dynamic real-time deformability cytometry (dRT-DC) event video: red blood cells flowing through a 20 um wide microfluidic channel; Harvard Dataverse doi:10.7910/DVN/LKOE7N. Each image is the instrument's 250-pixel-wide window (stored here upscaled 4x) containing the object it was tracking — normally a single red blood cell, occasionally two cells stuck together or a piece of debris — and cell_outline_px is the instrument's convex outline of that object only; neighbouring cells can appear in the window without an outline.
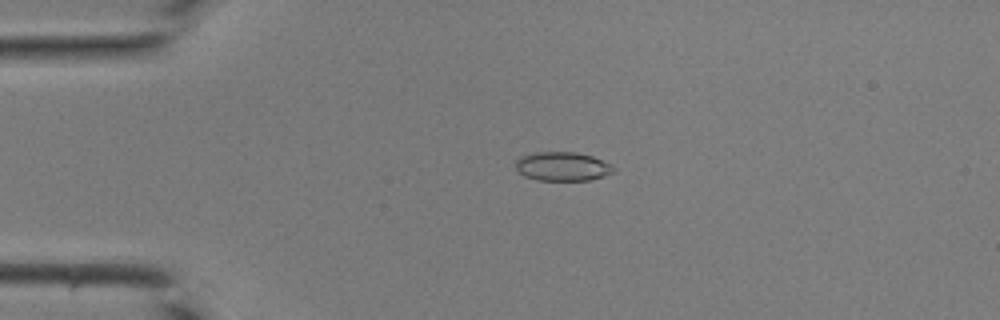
{"species": "common noctule bat (a hibernating species)", "species_latin": "Nyctalus noctula", "temperature_condition": "room temperature", "stored_images_in_passage": 42, "camera_frame_rate_fps": 3000, "um_per_image_px": 0.085, "animal": {"sex": "male", "body_mass_g": 19.0, "forearm_length_mm": 50.8}, "frame": {"image": 1, "passage_image": 10, "time_ms": 3.0, "image_size_px": [1000, 320], "cell_outline_px": [[616, 172], [604, 176], [588, 180], [536, 180], [524, 176], [516, 168], [516, 160], [520, 156], [532, 152], [576, 152], [592, 156], [612, 164], [616, 168]], "centroid_in_image_um": [47.83, 14.14], "position_along_channel_um": 37.2, "area_um2": 16.7}}
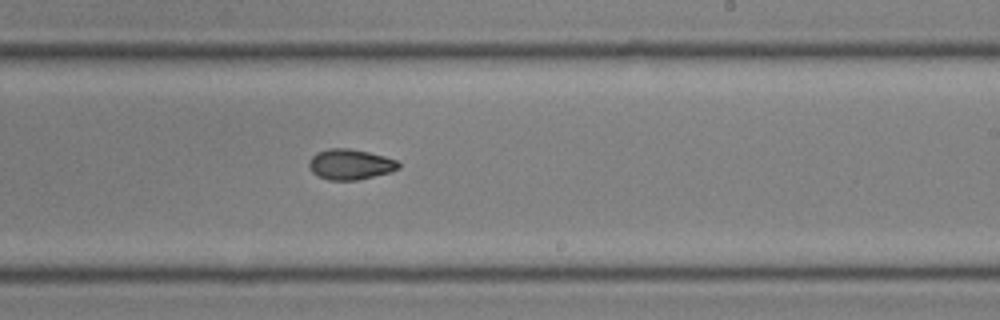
{"frame": {"image": 2, "passage_image": 26, "time_ms": 8.333, "image_size_px": [1000, 320], "cell_outline_px": [[400, 168], [392, 172], [356, 180], [328, 180], [312, 172], [308, 164], [308, 160], [316, 152], [328, 148], [348, 148], [368, 152], [384, 156], [396, 160], [400, 164]], "centroid_in_image_um": [29.77, 13.96], "position_along_channel_um": 259.2, "area_um2": 15.95}}
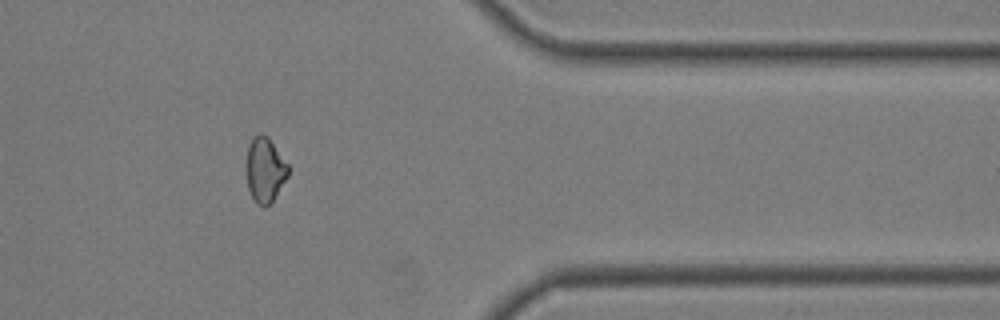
{"frame": {"image": 3, "passage_image": 35, "time_ms": 11.333, "image_size_px": [1000, 320], "cell_outline_px": [[288, 176], [272, 200], [264, 208], [256, 204], [248, 188], [248, 144], [252, 136], [260, 132], [268, 136], [288, 164]], "centroid_in_image_um": [22.53, 14.4], "position_along_channel_um": 388.9, "area_um2": 15.55}}